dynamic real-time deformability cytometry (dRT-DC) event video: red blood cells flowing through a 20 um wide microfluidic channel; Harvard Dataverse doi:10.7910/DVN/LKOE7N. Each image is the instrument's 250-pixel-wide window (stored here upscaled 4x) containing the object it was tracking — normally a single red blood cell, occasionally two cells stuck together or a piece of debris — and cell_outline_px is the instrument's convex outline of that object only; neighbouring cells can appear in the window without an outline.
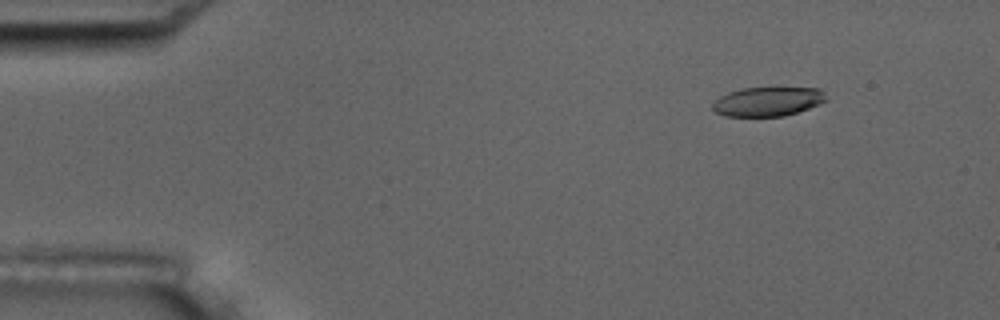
{"species": "common noctule bat (a hibernating species)", "species_latin": "Nyctalus noctula", "temperature_condition": "room temperature", "stored_images_in_passage": 4, "camera_frame_rate_fps": 3000, "um_per_image_px": 0.085, "animal": {"sex": "male", "body_mass_g": 17.5, "forearm_length_mm": 52.3}, "frame": {"image": 1, "passage_image": 2, "time_ms": 1.0, "image_size_px": [1000, 320], "cell_outline_px": [[828, 100], [820, 104], [784, 116], [724, 116], [716, 112], [712, 108], [712, 104], [720, 96], [728, 92], [744, 88], [820, 88], [824, 92]], "centroid_in_image_um": [65.27, 8.63], "position_along_channel_um": 19.7, "area_um2": 19.25}}